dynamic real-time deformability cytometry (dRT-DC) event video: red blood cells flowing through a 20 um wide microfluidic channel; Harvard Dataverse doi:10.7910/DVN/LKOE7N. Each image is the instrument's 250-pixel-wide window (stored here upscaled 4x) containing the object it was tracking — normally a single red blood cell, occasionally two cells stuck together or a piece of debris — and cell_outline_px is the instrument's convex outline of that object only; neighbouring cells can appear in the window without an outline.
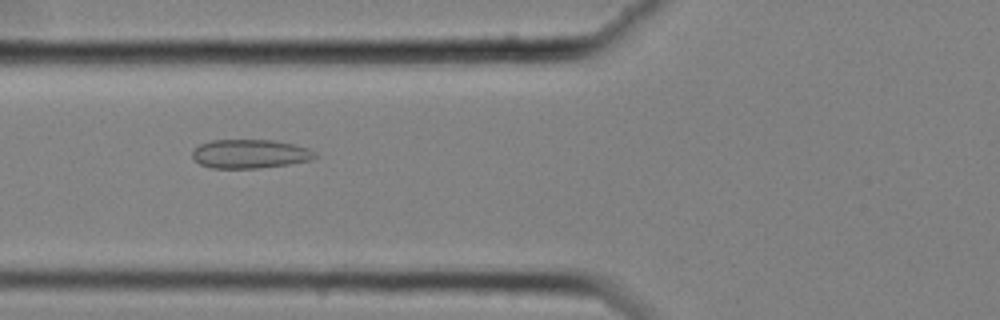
{"species": "common noctule bat (a hibernating species)", "species_latin": "Nyctalus noctula", "temperature_condition": "cold", "stored_images_in_passage": 47, "camera_frame_rate_fps": 3000, "um_per_image_px": 0.085, "animal": {"sex": "female", "body_mass_g": 25.1}, "frame": {"image": 1, "passage_image": 12, "time_ms": 3.667, "image_size_px": [1000, 320], "cell_outline_px": [[320, 156], [312, 160], [288, 164], [260, 168], [212, 168], [200, 164], [192, 156], [192, 152], [200, 144], [212, 140], [272, 140], [292, 144], [308, 148], [316, 152]], "centroid_in_image_um": [21.29, 13.08], "position_along_channel_um": 104.5, "area_um2": 20.63}}
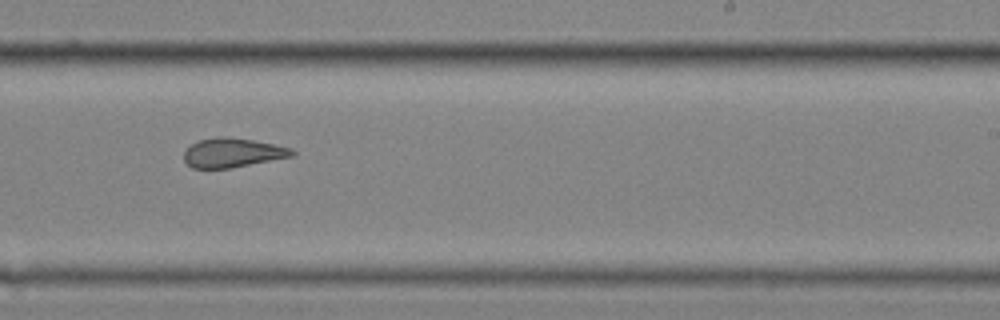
{"frame": {"image": 2, "passage_image": 26, "time_ms": 8.333, "image_size_px": [1000, 320], "cell_outline_px": [[296, 156], [232, 168], [192, 168], [184, 160], [184, 152], [192, 144], [200, 140], [216, 136], [224, 136], [252, 140], [292, 148], [296, 152]], "centroid_in_image_um": [19.81, 12.99], "position_along_channel_um": 269.2, "area_um2": 18.5}}
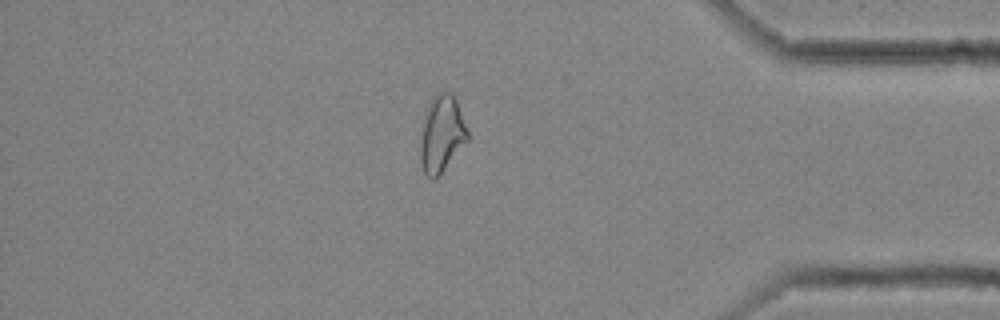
{"frame": {"image": 3, "passage_image": 39, "time_ms": 12.667, "image_size_px": [1000, 320], "cell_outline_px": [[468, 140], [436, 180], [432, 180], [424, 172], [420, 160], [420, 148], [424, 120], [428, 108], [436, 92], [452, 92], [456, 100], [468, 132]], "centroid_in_image_um": [37.55, 11.43], "position_along_channel_um": 397.6, "area_um2": 20.75}, "authors_computed_cell_mechanics": {"area_um2": 20.0566, "velocity_mm_per_s": 3.5317, "shape_relaxation_time_tau1_ms": null, "shape_relaxation_time_tau2_ms": 1.8946, "deformation_change_tau1": null, "deformation_change_tau2": 0.0877}}